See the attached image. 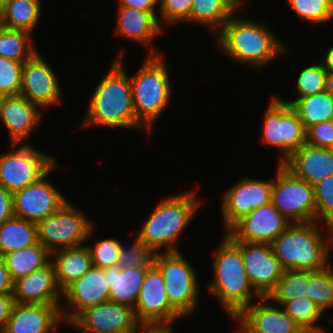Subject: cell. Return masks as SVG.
I'll use <instances>...</instances> for the list:
<instances>
[{"label":"cell","mask_w":333,"mask_h":333,"mask_svg":"<svg viewBox=\"0 0 333 333\" xmlns=\"http://www.w3.org/2000/svg\"><path fill=\"white\" fill-rule=\"evenodd\" d=\"M124 52L125 49H121L115 56L108 73L91 94L81 126L146 129L135 116L131 80L124 67Z\"/></svg>","instance_id":"obj_1"},{"label":"cell","mask_w":333,"mask_h":333,"mask_svg":"<svg viewBox=\"0 0 333 333\" xmlns=\"http://www.w3.org/2000/svg\"><path fill=\"white\" fill-rule=\"evenodd\" d=\"M214 35L215 46L225 56L254 70H261L288 51L264 21L239 17L237 12Z\"/></svg>","instance_id":"obj_2"},{"label":"cell","mask_w":333,"mask_h":333,"mask_svg":"<svg viewBox=\"0 0 333 333\" xmlns=\"http://www.w3.org/2000/svg\"><path fill=\"white\" fill-rule=\"evenodd\" d=\"M271 247L283 270L320 271L331 264L333 226L318 221L292 223Z\"/></svg>","instance_id":"obj_3"},{"label":"cell","mask_w":333,"mask_h":333,"mask_svg":"<svg viewBox=\"0 0 333 333\" xmlns=\"http://www.w3.org/2000/svg\"><path fill=\"white\" fill-rule=\"evenodd\" d=\"M212 256L213 281L207 291L235 318L253 299L261 296L249 282L241 249L225 234Z\"/></svg>","instance_id":"obj_4"},{"label":"cell","mask_w":333,"mask_h":333,"mask_svg":"<svg viewBox=\"0 0 333 333\" xmlns=\"http://www.w3.org/2000/svg\"><path fill=\"white\" fill-rule=\"evenodd\" d=\"M196 191L166 197L155 206L137 236L157 253L179 251L176 243L202 204Z\"/></svg>","instance_id":"obj_5"},{"label":"cell","mask_w":333,"mask_h":333,"mask_svg":"<svg viewBox=\"0 0 333 333\" xmlns=\"http://www.w3.org/2000/svg\"><path fill=\"white\" fill-rule=\"evenodd\" d=\"M164 55H147L135 74L129 75L136 119L150 137L155 121L167 108L172 95L168 65Z\"/></svg>","instance_id":"obj_6"},{"label":"cell","mask_w":333,"mask_h":333,"mask_svg":"<svg viewBox=\"0 0 333 333\" xmlns=\"http://www.w3.org/2000/svg\"><path fill=\"white\" fill-rule=\"evenodd\" d=\"M185 258L179 251L159 252L155 258V266L164 279L168 301L184 318L196 310L200 292L196 269Z\"/></svg>","instance_id":"obj_7"},{"label":"cell","mask_w":333,"mask_h":333,"mask_svg":"<svg viewBox=\"0 0 333 333\" xmlns=\"http://www.w3.org/2000/svg\"><path fill=\"white\" fill-rule=\"evenodd\" d=\"M94 224L83 211L67 201L54 214L36 224L37 240L51 253L81 246L92 237Z\"/></svg>","instance_id":"obj_8"},{"label":"cell","mask_w":333,"mask_h":333,"mask_svg":"<svg viewBox=\"0 0 333 333\" xmlns=\"http://www.w3.org/2000/svg\"><path fill=\"white\" fill-rule=\"evenodd\" d=\"M10 145V151L0 154V185L11 193L35 183L57 163L29 143Z\"/></svg>","instance_id":"obj_9"},{"label":"cell","mask_w":333,"mask_h":333,"mask_svg":"<svg viewBox=\"0 0 333 333\" xmlns=\"http://www.w3.org/2000/svg\"><path fill=\"white\" fill-rule=\"evenodd\" d=\"M263 117L261 142L278 148L282 164L293 152L306 144V130L291 104L276 95L269 100Z\"/></svg>","instance_id":"obj_10"},{"label":"cell","mask_w":333,"mask_h":333,"mask_svg":"<svg viewBox=\"0 0 333 333\" xmlns=\"http://www.w3.org/2000/svg\"><path fill=\"white\" fill-rule=\"evenodd\" d=\"M273 178L271 202L278 212L291 223L316 221L314 188L306 181L294 176L282 164H277Z\"/></svg>","instance_id":"obj_11"},{"label":"cell","mask_w":333,"mask_h":333,"mask_svg":"<svg viewBox=\"0 0 333 333\" xmlns=\"http://www.w3.org/2000/svg\"><path fill=\"white\" fill-rule=\"evenodd\" d=\"M134 314L142 327H173L178 318H183L170 305L162 273L155 265L146 270Z\"/></svg>","instance_id":"obj_12"},{"label":"cell","mask_w":333,"mask_h":333,"mask_svg":"<svg viewBox=\"0 0 333 333\" xmlns=\"http://www.w3.org/2000/svg\"><path fill=\"white\" fill-rule=\"evenodd\" d=\"M272 180L242 178L221 197V214L227 233L238 221L254 209L271 203Z\"/></svg>","instance_id":"obj_13"},{"label":"cell","mask_w":333,"mask_h":333,"mask_svg":"<svg viewBox=\"0 0 333 333\" xmlns=\"http://www.w3.org/2000/svg\"><path fill=\"white\" fill-rule=\"evenodd\" d=\"M107 283V272L92 266L62 292L64 301L60 312L65 326H69L87 308L109 301L110 287Z\"/></svg>","instance_id":"obj_14"},{"label":"cell","mask_w":333,"mask_h":333,"mask_svg":"<svg viewBox=\"0 0 333 333\" xmlns=\"http://www.w3.org/2000/svg\"><path fill=\"white\" fill-rule=\"evenodd\" d=\"M57 167L55 164L38 181L13 193L15 216L37 224L54 214L68 201L60 190L47 180L48 174Z\"/></svg>","instance_id":"obj_15"},{"label":"cell","mask_w":333,"mask_h":333,"mask_svg":"<svg viewBox=\"0 0 333 333\" xmlns=\"http://www.w3.org/2000/svg\"><path fill=\"white\" fill-rule=\"evenodd\" d=\"M69 326L83 333H138L142 328L133 308L110 300L87 308Z\"/></svg>","instance_id":"obj_16"},{"label":"cell","mask_w":333,"mask_h":333,"mask_svg":"<svg viewBox=\"0 0 333 333\" xmlns=\"http://www.w3.org/2000/svg\"><path fill=\"white\" fill-rule=\"evenodd\" d=\"M258 300L233 318L239 328L233 333H310L292 320L281 305L273 304L269 297Z\"/></svg>","instance_id":"obj_17"},{"label":"cell","mask_w":333,"mask_h":333,"mask_svg":"<svg viewBox=\"0 0 333 333\" xmlns=\"http://www.w3.org/2000/svg\"><path fill=\"white\" fill-rule=\"evenodd\" d=\"M39 53L23 63L20 94L41 109H52L61 104L62 89L53 67Z\"/></svg>","instance_id":"obj_18"},{"label":"cell","mask_w":333,"mask_h":333,"mask_svg":"<svg viewBox=\"0 0 333 333\" xmlns=\"http://www.w3.org/2000/svg\"><path fill=\"white\" fill-rule=\"evenodd\" d=\"M291 224L271 202L244 216L226 235L233 242L271 244Z\"/></svg>","instance_id":"obj_19"},{"label":"cell","mask_w":333,"mask_h":333,"mask_svg":"<svg viewBox=\"0 0 333 333\" xmlns=\"http://www.w3.org/2000/svg\"><path fill=\"white\" fill-rule=\"evenodd\" d=\"M240 249L248 279L261 297H268L282 276L283 268L271 244L234 242Z\"/></svg>","instance_id":"obj_20"},{"label":"cell","mask_w":333,"mask_h":333,"mask_svg":"<svg viewBox=\"0 0 333 333\" xmlns=\"http://www.w3.org/2000/svg\"><path fill=\"white\" fill-rule=\"evenodd\" d=\"M42 119L39 106L23 95L0 97V121L8 130L11 143L23 144ZM26 139V140H25Z\"/></svg>","instance_id":"obj_21"},{"label":"cell","mask_w":333,"mask_h":333,"mask_svg":"<svg viewBox=\"0 0 333 333\" xmlns=\"http://www.w3.org/2000/svg\"><path fill=\"white\" fill-rule=\"evenodd\" d=\"M61 304L14 303L6 333H52L63 322Z\"/></svg>","instance_id":"obj_22"},{"label":"cell","mask_w":333,"mask_h":333,"mask_svg":"<svg viewBox=\"0 0 333 333\" xmlns=\"http://www.w3.org/2000/svg\"><path fill=\"white\" fill-rule=\"evenodd\" d=\"M13 298L15 303L61 304L62 291L55 280L53 262L14 281Z\"/></svg>","instance_id":"obj_23"},{"label":"cell","mask_w":333,"mask_h":333,"mask_svg":"<svg viewBox=\"0 0 333 333\" xmlns=\"http://www.w3.org/2000/svg\"><path fill=\"white\" fill-rule=\"evenodd\" d=\"M282 165L314 188L320 180L333 175V149L304 144Z\"/></svg>","instance_id":"obj_24"},{"label":"cell","mask_w":333,"mask_h":333,"mask_svg":"<svg viewBox=\"0 0 333 333\" xmlns=\"http://www.w3.org/2000/svg\"><path fill=\"white\" fill-rule=\"evenodd\" d=\"M115 35L144 44L149 48L146 55L162 54L152 46L163 29L158 22V13H149L129 7H118Z\"/></svg>","instance_id":"obj_25"},{"label":"cell","mask_w":333,"mask_h":333,"mask_svg":"<svg viewBox=\"0 0 333 333\" xmlns=\"http://www.w3.org/2000/svg\"><path fill=\"white\" fill-rule=\"evenodd\" d=\"M51 256L55 267V280L62 292L93 266L90 249L85 244L56 250Z\"/></svg>","instance_id":"obj_26"},{"label":"cell","mask_w":333,"mask_h":333,"mask_svg":"<svg viewBox=\"0 0 333 333\" xmlns=\"http://www.w3.org/2000/svg\"><path fill=\"white\" fill-rule=\"evenodd\" d=\"M109 300L135 308L146 269L139 267L120 268L118 265L107 267Z\"/></svg>","instance_id":"obj_27"},{"label":"cell","mask_w":333,"mask_h":333,"mask_svg":"<svg viewBox=\"0 0 333 333\" xmlns=\"http://www.w3.org/2000/svg\"><path fill=\"white\" fill-rule=\"evenodd\" d=\"M244 0H193L190 23L199 24L215 34L244 5Z\"/></svg>","instance_id":"obj_28"},{"label":"cell","mask_w":333,"mask_h":333,"mask_svg":"<svg viewBox=\"0 0 333 333\" xmlns=\"http://www.w3.org/2000/svg\"><path fill=\"white\" fill-rule=\"evenodd\" d=\"M41 17L40 0H10L0 7V26L32 33Z\"/></svg>","instance_id":"obj_29"},{"label":"cell","mask_w":333,"mask_h":333,"mask_svg":"<svg viewBox=\"0 0 333 333\" xmlns=\"http://www.w3.org/2000/svg\"><path fill=\"white\" fill-rule=\"evenodd\" d=\"M298 113L305 130L312 125L333 120V96L326 90L301 98L282 99Z\"/></svg>","instance_id":"obj_30"},{"label":"cell","mask_w":333,"mask_h":333,"mask_svg":"<svg viewBox=\"0 0 333 333\" xmlns=\"http://www.w3.org/2000/svg\"><path fill=\"white\" fill-rule=\"evenodd\" d=\"M4 258L11 280L14 282L47 265L51 261V252L37 242L30 247L11 251L4 255Z\"/></svg>","instance_id":"obj_31"},{"label":"cell","mask_w":333,"mask_h":333,"mask_svg":"<svg viewBox=\"0 0 333 333\" xmlns=\"http://www.w3.org/2000/svg\"><path fill=\"white\" fill-rule=\"evenodd\" d=\"M37 226L13 215L0 225V255L35 245Z\"/></svg>","instance_id":"obj_32"},{"label":"cell","mask_w":333,"mask_h":333,"mask_svg":"<svg viewBox=\"0 0 333 333\" xmlns=\"http://www.w3.org/2000/svg\"><path fill=\"white\" fill-rule=\"evenodd\" d=\"M32 36L33 34L23 30L0 26V57L22 63L31 59L38 52Z\"/></svg>","instance_id":"obj_33"},{"label":"cell","mask_w":333,"mask_h":333,"mask_svg":"<svg viewBox=\"0 0 333 333\" xmlns=\"http://www.w3.org/2000/svg\"><path fill=\"white\" fill-rule=\"evenodd\" d=\"M308 284L309 270H283L279 282L268 297L279 305L299 297H307Z\"/></svg>","instance_id":"obj_34"},{"label":"cell","mask_w":333,"mask_h":333,"mask_svg":"<svg viewBox=\"0 0 333 333\" xmlns=\"http://www.w3.org/2000/svg\"><path fill=\"white\" fill-rule=\"evenodd\" d=\"M281 306L285 313L304 330L310 333H326V329L316 323L324 314L311 299L299 297L286 301Z\"/></svg>","instance_id":"obj_35"},{"label":"cell","mask_w":333,"mask_h":333,"mask_svg":"<svg viewBox=\"0 0 333 333\" xmlns=\"http://www.w3.org/2000/svg\"><path fill=\"white\" fill-rule=\"evenodd\" d=\"M307 298L311 299L323 314L333 307V266L320 271H309Z\"/></svg>","instance_id":"obj_36"},{"label":"cell","mask_w":333,"mask_h":333,"mask_svg":"<svg viewBox=\"0 0 333 333\" xmlns=\"http://www.w3.org/2000/svg\"><path fill=\"white\" fill-rule=\"evenodd\" d=\"M290 8L304 22L326 24L333 19V0H287Z\"/></svg>","instance_id":"obj_37"},{"label":"cell","mask_w":333,"mask_h":333,"mask_svg":"<svg viewBox=\"0 0 333 333\" xmlns=\"http://www.w3.org/2000/svg\"><path fill=\"white\" fill-rule=\"evenodd\" d=\"M119 255L117 265L120 268L139 267L148 270L155 265L157 252L136 236L130 246L122 243Z\"/></svg>","instance_id":"obj_38"},{"label":"cell","mask_w":333,"mask_h":333,"mask_svg":"<svg viewBox=\"0 0 333 333\" xmlns=\"http://www.w3.org/2000/svg\"><path fill=\"white\" fill-rule=\"evenodd\" d=\"M327 71L321 62L311 64L303 68L297 75L296 97L301 98L325 91Z\"/></svg>","instance_id":"obj_39"},{"label":"cell","mask_w":333,"mask_h":333,"mask_svg":"<svg viewBox=\"0 0 333 333\" xmlns=\"http://www.w3.org/2000/svg\"><path fill=\"white\" fill-rule=\"evenodd\" d=\"M22 68V62L0 57V97L20 94Z\"/></svg>","instance_id":"obj_40"},{"label":"cell","mask_w":333,"mask_h":333,"mask_svg":"<svg viewBox=\"0 0 333 333\" xmlns=\"http://www.w3.org/2000/svg\"><path fill=\"white\" fill-rule=\"evenodd\" d=\"M193 0H164L159 4L158 22L164 25L174 26L185 22L190 23V14ZM162 21V22H161ZM164 25H162V24Z\"/></svg>","instance_id":"obj_41"},{"label":"cell","mask_w":333,"mask_h":333,"mask_svg":"<svg viewBox=\"0 0 333 333\" xmlns=\"http://www.w3.org/2000/svg\"><path fill=\"white\" fill-rule=\"evenodd\" d=\"M92 256L94 267L105 269L116 266L122 247V242L115 238L96 240L92 245H88Z\"/></svg>","instance_id":"obj_42"},{"label":"cell","mask_w":333,"mask_h":333,"mask_svg":"<svg viewBox=\"0 0 333 333\" xmlns=\"http://www.w3.org/2000/svg\"><path fill=\"white\" fill-rule=\"evenodd\" d=\"M314 194L316 221L333 226V175L320 180Z\"/></svg>","instance_id":"obj_43"},{"label":"cell","mask_w":333,"mask_h":333,"mask_svg":"<svg viewBox=\"0 0 333 333\" xmlns=\"http://www.w3.org/2000/svg\"><path fill=\"white\" fill-rule=\"evenodd\" d=\"M306 144L333 149V120L309 127L306 130Z\"/></svg>","instance_id":"obj_44"},{"label":"cell","mask_w":333,"mask_h":333,"mask_svg":"<svg viewBox=\"0 0 333 333\" xmlns=\"http://www.w3.org/2000/svg\"><path fill=\"white\" fill-rule=\"evenodd\" d=\"M14 215L13 193L0 185V225Z\"/></svg>","instance_id":"obj_45"},{"label":"cell","mask_w":333,"mask_h":333,"mask_svg":"<svg viewBox=\"0 0 333 333\" xmlns=\"http://www.w3.org/2000/svg\"><path fill=\"white\" fill-rule=\"evenodd\" d=\"M14 303L13 293H0V330L6 328Z\"/></svg>","instance_id":"obj_46"},{"label":"cell","mask_w":333,"mask_h":333,"mask_svg":"<svg viewBox=\"0 0 333 333\" xmlns=\"http://www.w3.org/2000/svg\"><path fill=\"white\" fill-rule=\"evenodd\" d=\"M118 7H129L149 13H157L155 0H118Z\"/></svg>","instance_id":"obj_47"},{"label":"cell","mask_w":333,"mask_h":333,"mask_svg":"<svg viewBox=\"0 0 333 333\" xmlns=\"http://www.w3.org/2000/svg\"><path fill=\"white\" fill-rule=\"evenodd\" d=\"M13 283L7 269L5 258L0 255V293H13Z\"/></svg>","instance_id":"obj_48"},{"label":"cell","mask_w":333,"mask_h":333,"mask_svg":"<svg viewBox=\"0 0 333 333\" xmlns=\"http://www.w3.org/2000/svg\"><path fill=\"white\" fill-rule=\"evenodd\" d=\"M321 64L327 72L333 73V46L329 47L322 57Z\"/></svg>","instance_id":"obj_49"},{"label":"cell","mask_w":333,"mask_h":333,"mask_svg":"<svg viewBox=\"0 0 333 333\" xmlns=\"http://www.w3.org/2000/svg\"><path fill=\"white\" fill-rule=\"evenodd\" d=\"M138 333H174L172 327H142Z\"/></svg>","instance_id":"obj_50"},{"label":"cell","mask_w":333,"mask_h":333,"mask_svg":"<svg viewBox=\"0 0 333 333\" xmlns=\"http://www.w3.org/2000/svg\"><path fill=\"white\" fill-rule=\"evenodd\" d=\"M325 90L333 96V73L327 72L325 81Z\"/></svg>","instance_id":"obj_51"},{"label":"cell","mask_w":333,"mask_h":333,"mask_svg":"<svg viewBox=\"0 0 333 333\" xmlns=\"http://www.w3.org/2000/svg\"><path fill=\"white\" fill-rule=\"evenodd\" d=\"M8 1H10V0H0V7H2Z\"/></svg>","instance_id":"obj_52"},{"label":"cell","mask_w":333,"mask_h":333,"mask_svg":"<svg viewBox=\"0 0 333 333\" xmlns=\"http://www.w3.org/2000/svg\"><path fill=\"white\" fill-rule=\"evenodd\" d=\"M156 1V3L159 5L162 1H164V0H155Z\"/></svg>","instance_id":"obj_53"},{"label":"cell","mask_w":333,"mask_h":333,"mask_svg":"<svg viewBox=\"0 0 333 333\" xmlns=\"http://www.w3.org/2000/svg\"><path fill=\"white\" fill-rule=\"evenodd\" d=\"M0 333H6L5 329L0 330Z\"/></svg>","instance_id":"obj_54"}]
</instances>
